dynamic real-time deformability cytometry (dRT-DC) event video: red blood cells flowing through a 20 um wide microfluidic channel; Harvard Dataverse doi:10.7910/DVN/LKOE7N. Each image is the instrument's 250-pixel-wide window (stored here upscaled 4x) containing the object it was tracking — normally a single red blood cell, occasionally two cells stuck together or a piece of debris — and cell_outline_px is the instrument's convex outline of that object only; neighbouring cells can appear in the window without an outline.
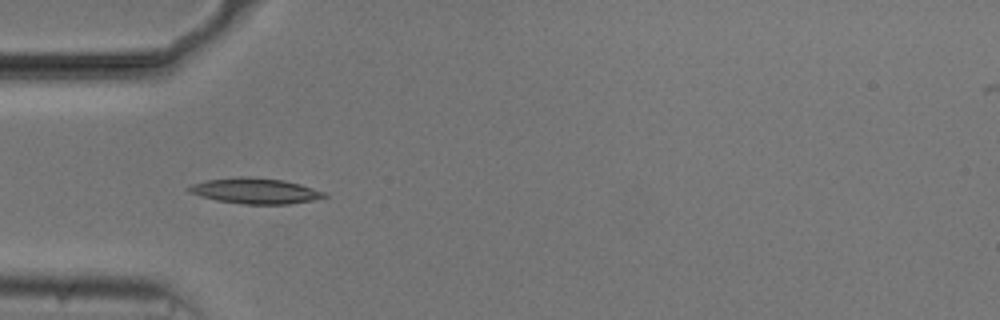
{"species": "common noctule bat (a hibernating species)", "species_latin": "Nyctalus noctula", "temperature_condition": "cold", "stored_images_in_passage": 33, "camera_frame_rate_fps": 3000, "um_per_image_px": 0.085, "animal": {"sex": "male", "body_mass_g": 20.5, "forearm_length_mm": 52.5}, "frame": {"image": 1, "passage_image": 3, "time_ms": 0.667, "image_size_px": [1000, 320], "cell_outline_px": [[328, 196], [312, 200], [288, 204], [244, 204], [216, 200], [200, 196], [188, 192], [188, 188], [192, 184], [208, 180], [240, 176], [248, 176], [284, 180], [300, 184], [324, 192]], "centroid_in_image_um": [21.68, 16.22], "position_along_channel_um": 63.3, "area_um2": 20.06}}
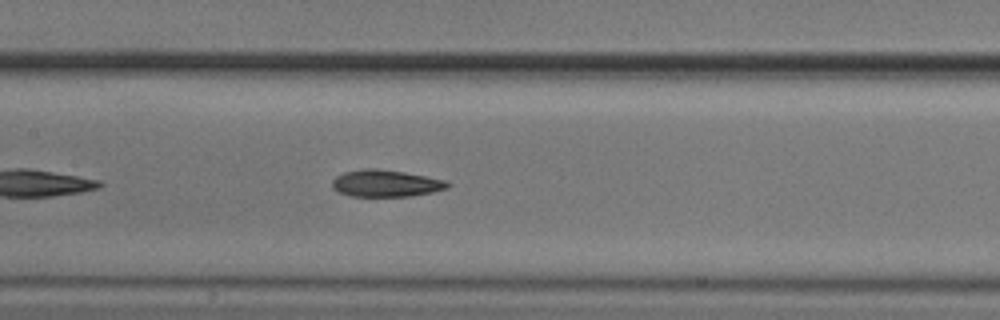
{"frame": {"image": 2, "passage_image": 12, "time_ms": 3.667, "image_size_px": [1000, 320], "cell_outline_px": [[452, 184], [448, 188], [432, 192], [408, 196], [352, 196], [340, 192], [332, 188], [332, 180], [336, 176], [344, 172], [364, 168], [376, 168], [404, 172], [444, 180]], "centroid_in_image_um": [32.78, 15.58], "position_along_channel_um": 174.6, "area_um2": 17.98}}
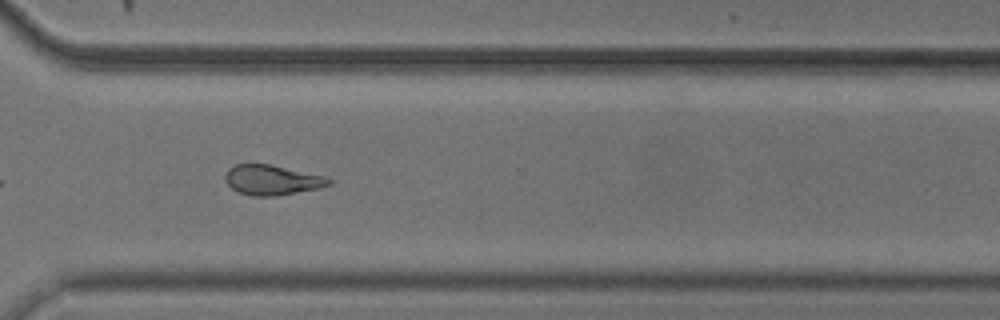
{"frame": {"image": 3, "passage_image": 26, "time_ms": 8.333, "image_size_px": [1000, 320], "cell_outline_px": [[332, 184], [320, 188], [276, 196], [252, 196], [240, 192], [232, 188], [224, 180], [224, 176], [228, 168], [236, 164], [272, 164], [324, 176], [332, 180]], "centroid_in_image_um": [23.12, 15.29], "position_along_channel_um": 347.5, "area_um2": 18.21}, "authors_computed_cell_mechanics": {"area_um2": 18.0914, "velocity_mm_per_s": 3.7211, "shape_relaxation_time_tau1_ms": 7.9034, "shape_relaxation_time_tau2_ms": 3.522, "deformation_change_tau1": 0.2169, "deformation_change_tau2": 0.1054}}